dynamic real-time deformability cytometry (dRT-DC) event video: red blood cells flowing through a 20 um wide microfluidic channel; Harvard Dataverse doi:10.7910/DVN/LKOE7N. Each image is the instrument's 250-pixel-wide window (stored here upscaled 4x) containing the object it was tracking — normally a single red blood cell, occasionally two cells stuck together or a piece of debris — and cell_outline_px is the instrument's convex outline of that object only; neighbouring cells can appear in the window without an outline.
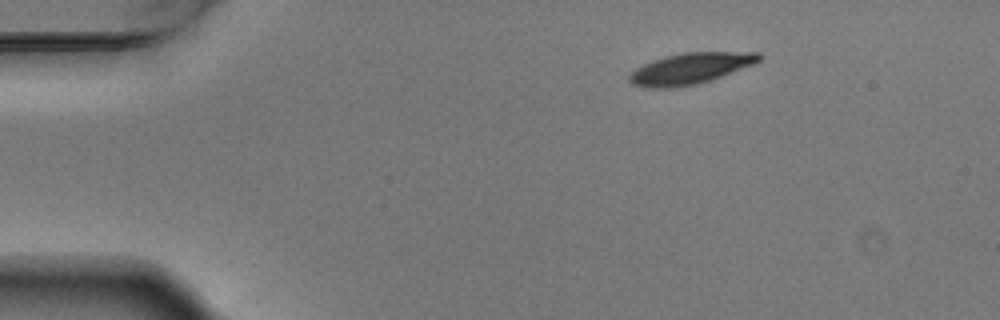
{"species": "Egyptian fruit bat (a non-hibernating species)", "species_latin": "Rousettus aegyptiacus", "temperature_condition": "warm", "stored_images_in_passage": 3, "camera_frame_rate_fps": 3000, "um_per_image_px": 0.085, "animal": {"sex": "male"}, "frame": {"image": 1, "passage_image": 1, "time_ms": 0.0, "image_size_px": [1000, 320], "cell_outline_px": [[760, 60], [752, 64], [712, 80], [696, 84], [672, 88], [644, 88], [632, 84], [628, 80], [628, 76], [636, 68], [652, 60], [664, 56], [684, 52], [760, 52]], "centroid_in_image_um": [58.63, 5.83], "position_along_channel_um": 26.4, "area_um2": 23.47}}